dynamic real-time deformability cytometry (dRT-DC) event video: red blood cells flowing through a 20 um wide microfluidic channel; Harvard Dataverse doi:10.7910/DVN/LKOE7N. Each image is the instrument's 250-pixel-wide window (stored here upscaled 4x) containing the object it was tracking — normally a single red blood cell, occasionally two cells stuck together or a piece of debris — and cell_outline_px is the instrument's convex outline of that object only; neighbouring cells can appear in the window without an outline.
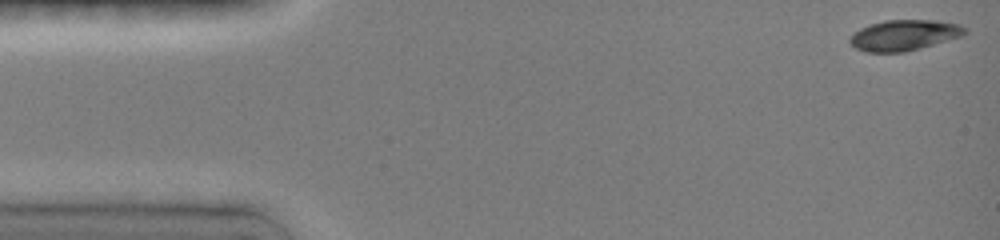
{"species": "common noctule bat (a hibernating species)", "species_latin": "Nyctalus noctula", "temperature_condition": "room temperature", "stored_images_in_passage": 8, "camera_frame_rate_fps": 3000, "um_per_image_px": 0.085, "animal": {"sex": "female", "body_mass_g": 19.0, "forearm_length_mm": 51.5}, "frame": {"image": 1, "passage_image": 1, "time_ms": 0.0, "image_size_px": [1000, 240], "cell_outline_px": [[968, 32], [964, 36], [920, 48], [904, 52], [864, 52], [856, 48], [848, 40], [860, 28], [884, 20], [936, 20], [960, 24], [968, 28]], "centroid_in_image_um": [76.92, 2.99], "position_along_channel_um": 8.1, "area_um2": 20.63}}
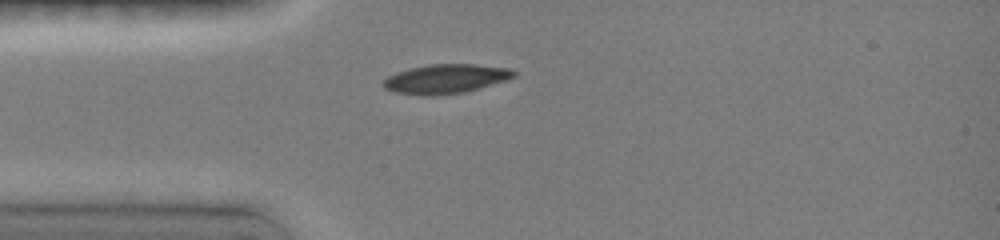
{"frame": {"image": 2, "passage_image": 8, "time_ms": 3.667, "image_size_px": [1000, 240], "cell_outline_px": [[516, 76], [504, 80], [464, 92], [396, 92], [384, 88], [384, 80], [388, 76], [396, 72], [412, 68], [432, 64], [472, 64], [508, 68], [516, 72]], "centroid_in_image_um": [37.93, 6.64], "position_along_channel_um": 47.1, "area_um2": 20.75}}